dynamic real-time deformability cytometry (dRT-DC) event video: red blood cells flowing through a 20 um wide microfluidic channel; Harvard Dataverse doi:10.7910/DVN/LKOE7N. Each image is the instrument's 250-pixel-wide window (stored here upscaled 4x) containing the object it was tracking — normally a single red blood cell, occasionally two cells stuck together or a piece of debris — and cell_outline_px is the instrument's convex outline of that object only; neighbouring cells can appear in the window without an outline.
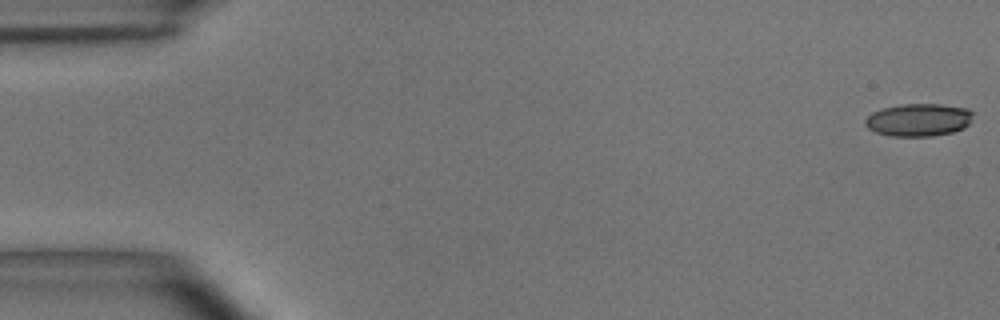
{"species": "common noctule bat (a hibernating species)", "species_latin": "Nyctalus noctula", "temperature_condition": "room temperature", "stored_images_in_passage": 15, "camera_frame_rate_fps": 3000, "um_per_image_px": 0.085, "animal": {"sex": "male", "body_mass_g": 15.6}, "frame": {"image": 1, "passage_image": 1, "time_ms": 0.0, "image_size_px": [1000, 320], "cell_outline_px": [[972, 116], [968, 124], [964, 128], [952, 132], [932, 136], [888, 136], [876, 132], [868, 128], [864, 124], [864, 120], [872, 112], [884, 108], [900, 104], [940, 104], [968, 108], [972, 112]], "centroid_in_image_um": [78.06, 10.19], "position_along_channel_um": 6.9, "area_um2": 20.58}}
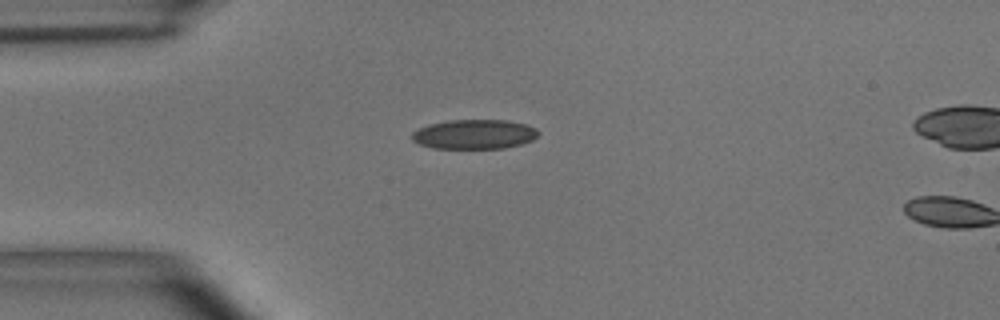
{"frame": {"image": 2, "passage_image": 14, "time_ms": 4.333, "image_size_px": [1000, 320], "cell_outline_px": [[540, 132], [532, 140], [520, 144], [504, 148], [432, 148], [420, 144], [412, 140], [412, 132], [428, 124], [448, 120], [508, 120], [528, 124], [536, 128]], "centroid_in_image_um": [40.33, 11.4], "position_along_channel_um": 44.7, "area_um2": 21.79}}